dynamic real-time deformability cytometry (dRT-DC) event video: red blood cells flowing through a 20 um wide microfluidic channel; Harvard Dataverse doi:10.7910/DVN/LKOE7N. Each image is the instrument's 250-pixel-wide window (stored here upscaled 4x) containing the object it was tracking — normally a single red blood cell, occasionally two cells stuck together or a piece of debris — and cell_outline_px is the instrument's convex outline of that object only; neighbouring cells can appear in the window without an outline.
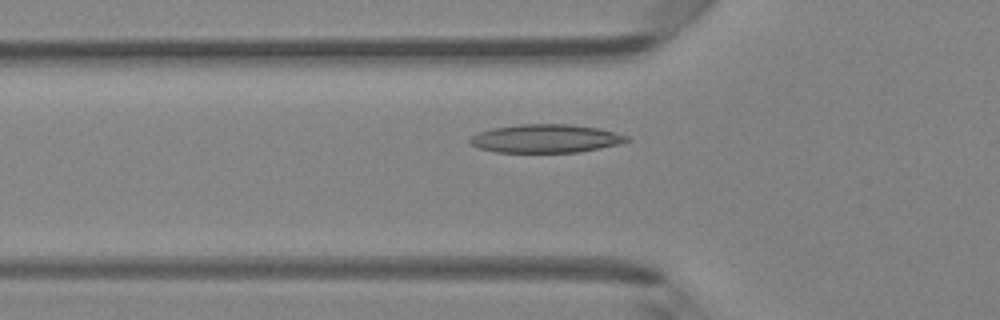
{"species": "Egyptian fruit bat (a non-hibernating species)", "species_latin": "Rousettus aegyptiacus", "temperature_condition": "room temperature", "stored_images_in_passage": 48, "segment_of_instrument_passage": [1, 2], "camera_frame_rate_fps": 3000, "um_per_image_px": 0.085, "animal": {"sex": "female"}, "frame": {"image": 1, "passage_image": 16, "time_ms": 5.0, "image_size_px": [1000, 320], "cell_outline_px": [[632, 140], [600, 148], [580, 152], [496, 152], [480, 148], [472, 144], [468, 140], [472, 136], [480, 132], [492, 128], [520, 124], [572, 124], [596, 128], [628, 136]], "centroid_in_image_um": [46.38, 11.77], "position_along_channel_um": 79.4, "area_um2": 25.66}}
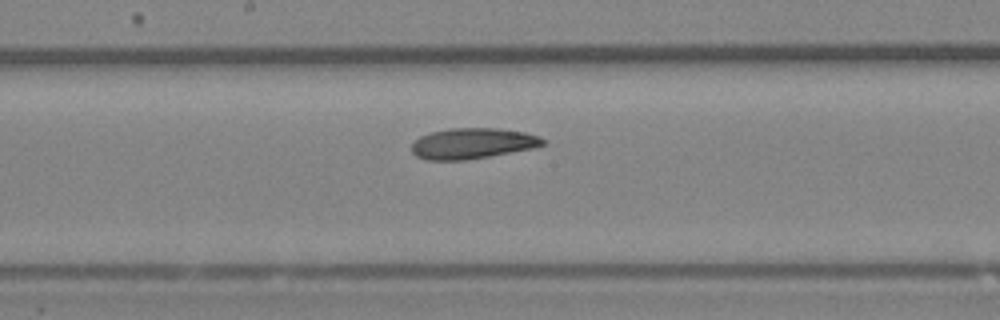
{"frame": {"image": 2, "passage_image": 25, "time_ms": 8.0, "image_size_px": [1000, 320], "cell_outline_px": [[548, 144], [532, 148], [488, 156], [464, 160], [424, 160], [416, 156], [412, 152], [412, 144], [420, 136], [432, 132], [452, 128], [500, 128], [524, 132], [540, 136], [548, 140]], "centroid_in_image_um": [40.2, 12.19], "position_along_channel_um": 208.0, "area_um2": 23.52}}
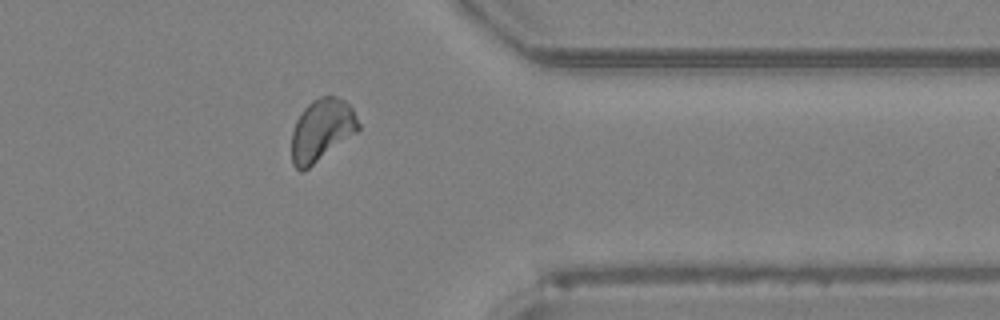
{"frame": {"image": 3, "passage_image": 38, "time_ms": 12.333, "image_size_px": [1000, 320], "cell_outline_px": [[360, 128], [356, 132], [308, 168], [300, 172], [292, 164], [292, 132], [296, 120], [304, 108], [312, 100], [320, 96], [336, 96], [344, 100], [352, 108], [360, 124]], "centroid_in_image_um": [27.33, 11.04], "position_along_channel_um": 384.1, "area_um2": 23.93}}